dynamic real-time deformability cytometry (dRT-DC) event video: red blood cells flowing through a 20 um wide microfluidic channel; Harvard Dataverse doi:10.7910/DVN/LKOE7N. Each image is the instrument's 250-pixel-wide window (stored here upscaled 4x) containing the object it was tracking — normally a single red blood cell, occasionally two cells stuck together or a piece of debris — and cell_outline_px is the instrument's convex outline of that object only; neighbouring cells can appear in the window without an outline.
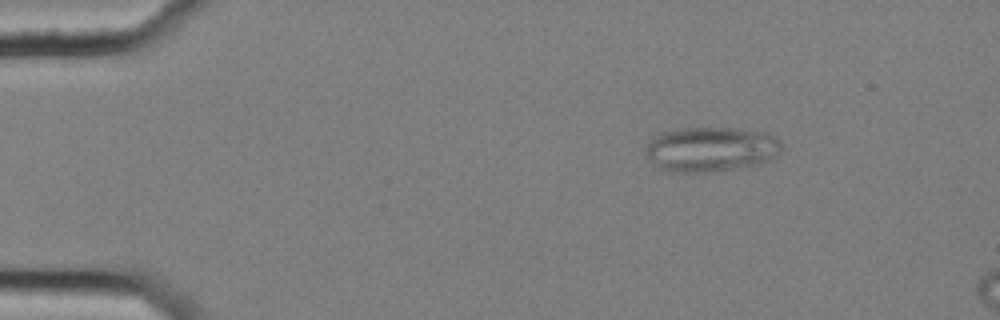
{"species": "common noctule bat (a hibernating species)", "species_latin": "Nyctalus noctula", "temperature_condition": "cold", "stored_images_in_passage": 5, "camera_frame_rate_fps": 3000, "um_per_image_px": 0.085, "animal": {"sex": "female", "body_mass_g": 25.1}, "frame": {"image": 1, "passage_image": 3, "time_ms": 0.667, "image_size_px": [1000, 320], "cell_outline_px": [[780, 152], [776, 156], [760, 164], [712, 172], [668, 172], [660, 168], [644, 152], [644, 148], [656, 136], [664, 132], [680, 128], [740, 128], [768, 132], [776, 136], [780, 140]], "centroid_in_image_um": [60.47, 12.68], "position_along_channel_um": 24.5, "area_um2": 35.6}}